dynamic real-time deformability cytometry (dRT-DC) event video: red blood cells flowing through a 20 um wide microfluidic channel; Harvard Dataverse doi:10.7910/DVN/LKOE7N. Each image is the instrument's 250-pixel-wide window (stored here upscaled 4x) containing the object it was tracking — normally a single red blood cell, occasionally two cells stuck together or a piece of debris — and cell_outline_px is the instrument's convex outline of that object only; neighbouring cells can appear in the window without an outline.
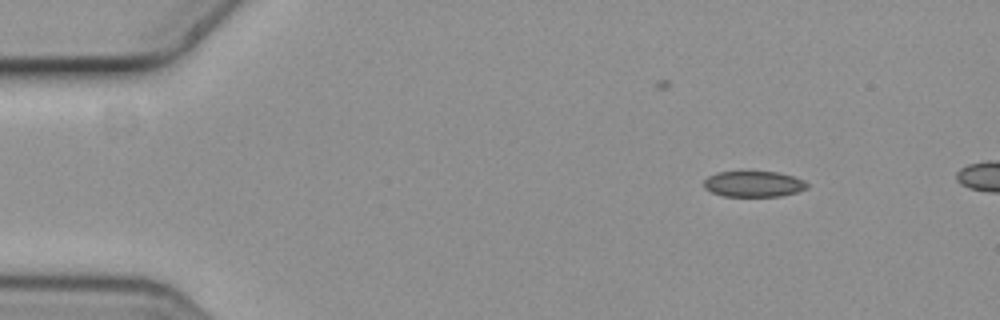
{"species": "common noctule bat (a hibernating species)", "species_latin": "Nyctalus noctula", "temperature_condition": "cold", "stored_images_in_passage": 4, "camera_frame_rate_fps": 3000, "um_per_image_px": 0.085, "animal": {"sex": "female", "body_mass_g": 19.3, "forearm_length_mm": 54.1}, "frame": {"image": 1, "passage_image": 1, "time_ms": 0.0, "image_size_px": [1000, 320], "cell_outline_px": [[808, 188], [796, 192], [780, 196], [724, 196], [712, 192], [704, 188], [704, 180], [708, 176], [716, 172], [740, 168], [780, 172], [804, 180], [808, 184]], "centroid_in_image_um": [64.02, 15.57], "position_along_channel_um": 21.0, "area_um2": 16.42}}